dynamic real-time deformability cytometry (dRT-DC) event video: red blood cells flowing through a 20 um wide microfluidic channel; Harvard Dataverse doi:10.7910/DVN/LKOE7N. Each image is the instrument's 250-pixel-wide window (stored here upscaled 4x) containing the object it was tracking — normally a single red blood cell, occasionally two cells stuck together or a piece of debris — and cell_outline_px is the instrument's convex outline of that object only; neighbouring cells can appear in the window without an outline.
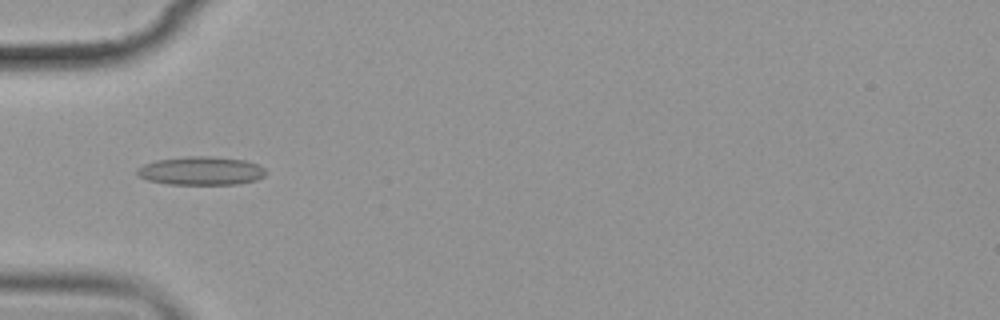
{"species": "common noctule bat (a hibernating species)", "species_latin": "Nyctalus noctula", "temperature_condition": "cold", "stored_images_in_passage": 9, "camera_frame_rate_fps": 3000, "um_per_image_px": 0.085, "animal": {"sex": "female", "body_mass_g": 19.9}, "frame": {"image": 1, "passage_image": 3, "time_ms": 2.333, "image_size_px": [1000, 320], "cell_outline_px": [[268, 172], [264, 176], [256, 180], [236, 184], [168, 184], [148, 180], [140, 176], [136, 172], [136, 168], [144, 164], [156, 160], [188, 156], [208, 156], [244, 160], [256, 164], [264, 168]], "centroid_in_image_um": [17.09, 14.52], "position_along_channel_um": 67.9, "area_um2": 21.27}}
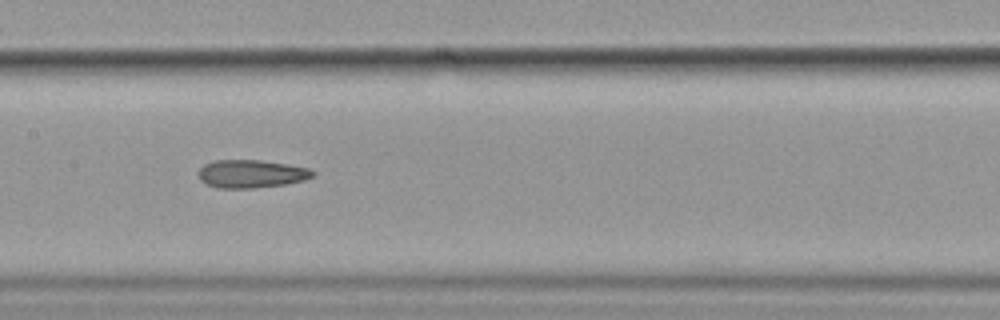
{"frame": {"image": 2, "passage_image": 6, "time_ms": 5.667, "image_size_px": [1000, 320], "cell_outline_px": [[316, 176], [304, 180], [284, 184], [252, 188], [220, 188], [204, 184], [200, 180], [196, 172], [204, 164], [216, 160], [260, 160], [308, 168], [316, 172]], "centroid_in_image_um": [21.32, 14.78], "position_along_channel_um": 186.1, "area_um2": 18.73}}
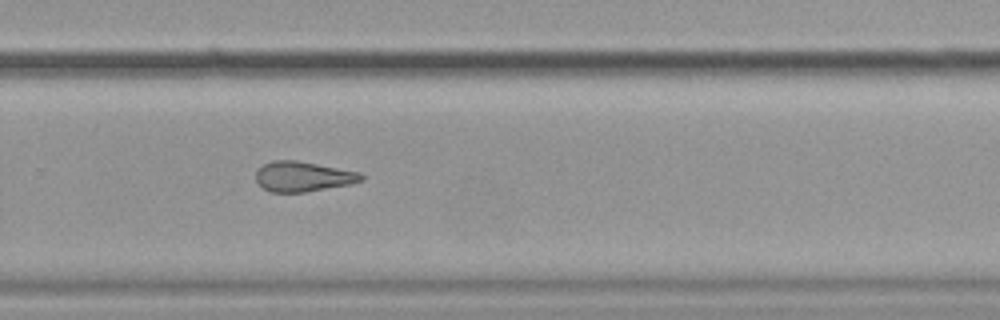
{"frame": {"image": 3, "passage_image": 9, "time_ms": 9.0, "image_size_px": [1000, 320], "cell_outline_px": [[364, 180], [348, 184], [304, 192], [272, 192], [264, 188], [256, 180], [256, 172], [264, 164], [272, 160], [296, 160], [360, 172], [364, 176]], "centroid_in_image_um": [25.76, 14.99], "position_along_channel_um": 304.0, "area_um2": 18.21}}